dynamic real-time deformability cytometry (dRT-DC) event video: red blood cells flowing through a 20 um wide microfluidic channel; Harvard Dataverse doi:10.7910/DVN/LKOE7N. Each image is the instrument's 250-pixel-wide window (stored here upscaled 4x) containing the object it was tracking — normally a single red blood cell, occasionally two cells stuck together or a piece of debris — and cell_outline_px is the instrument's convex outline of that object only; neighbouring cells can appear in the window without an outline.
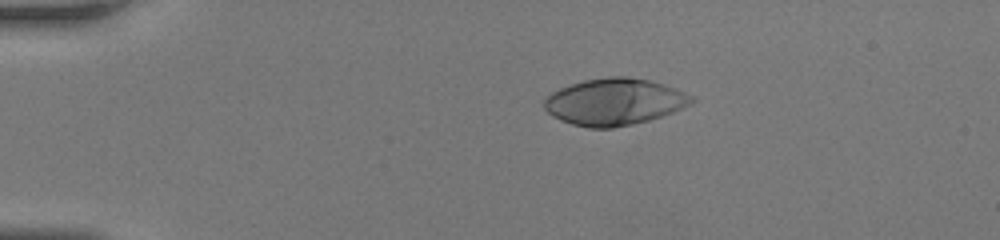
{"species": "human", "species_latin": "Homo sapiens", "temperature_condition": "room temperature", "stored_images_in_passage": 38, "camera_frame_rate_fps": 3000, "um_per_image_px": 0.085, "donor": {"sex": "female"}, "frame": {"image": 1, "passage_image": 1, "time_ms": 0.0, "image_size_px": [1000, 240], "cell_outline_px": [[696, 100], [692, 104], [684, 108], [648, 120], [632, 124], [612, 128], [588, 128], [572, 124], [560, 120], [552, 116], [544, 108], [544, 100], [552, 92], [560, 88], [584, 80], [608, 76], [628, 76], [652, 80], [676, 88], [692, 96]], "centroid_in_image_um": [52.24, 8.64], "position_along_channel_um": 32.8, "area_um2": 40.29}}
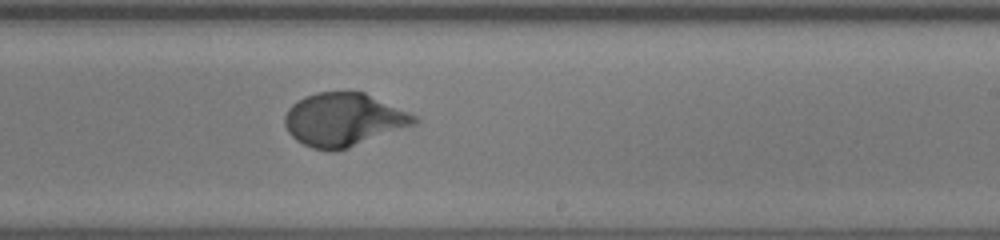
{"frame": {"image": 2, "passage_image": 21, "time_ms": 6.667, "image_size_px": [1000, 240], "cell_outline_px": [[420, 120], [416, 124], [348, 148], [336, 152], [328, 152], [312, 148], [296, 140], [288, 132], [284, 124], [284, 116], [288, 108], [296, 100], [304, 96], [316, 92], [364, 92], [408, 112], [416, 116]], "centroid_in_image_um": [29.17, 10.18], "position_along_channel_um": 259.8, "area_um2": 40.29}}
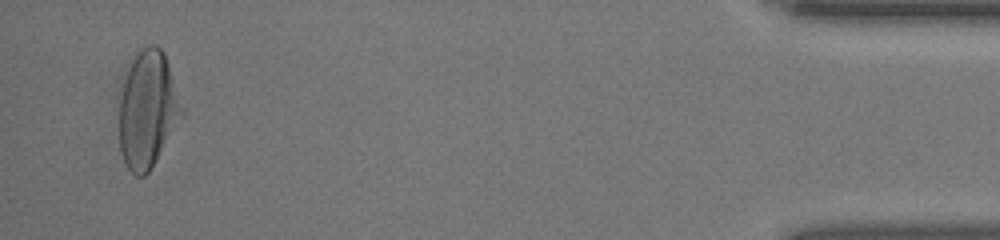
{"frame": {"image": 3, "passage_image": 37, "time_ms": 12.0, "image_size_px": [1000, 240], "cell_outline_px": [[184, 116], [148, 172], [144, 176], [136, 176], [124, 164], [120, 152], [120, 96], [124, 80], [128, 68], [136, 52], [152, 44], [156, 44], [164, 52], [184, 108]], "centroid_in_image_um": [12.57, 9.31], "position_along_channel_um": 422.6, "area_um2": 42.66}}